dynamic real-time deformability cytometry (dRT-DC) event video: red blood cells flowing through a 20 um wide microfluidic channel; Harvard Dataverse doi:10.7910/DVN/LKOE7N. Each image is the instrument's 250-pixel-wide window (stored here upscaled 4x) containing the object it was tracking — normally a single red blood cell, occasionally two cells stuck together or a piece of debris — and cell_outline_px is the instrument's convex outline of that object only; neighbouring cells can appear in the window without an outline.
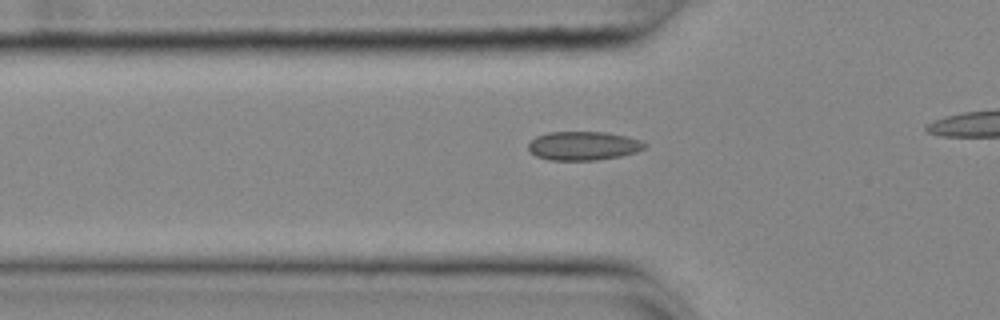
{"species": "common noctule bat (a hibernating species)", "species_latin": "Nyctalus noctula", "temperature_condition": "cold", "stored_images_in_passage": 29, "camera_frame_rate_fps": 3000, "um_per_image_px": 0.085, "animal": {"sex": "female", "body_mass_g": 25.1}, "frame": {"image": 1, "passage_image": 13, "time_ms": 4.0, "image_size_px": [1000, 320], "cell_outline_px": [[648, 144], [644, 148], [636, 152], [620, 156], [596, 160], [548, 160], [536, 156], [528, 148], [528, 144], [536, 136], [548, 132], [604, 132], [628, 136], [640, 140]], "centroid_in_image_um": [49.59, 12.39], "position_along_channel_um": 76.2, "area_um2": 19.54}}
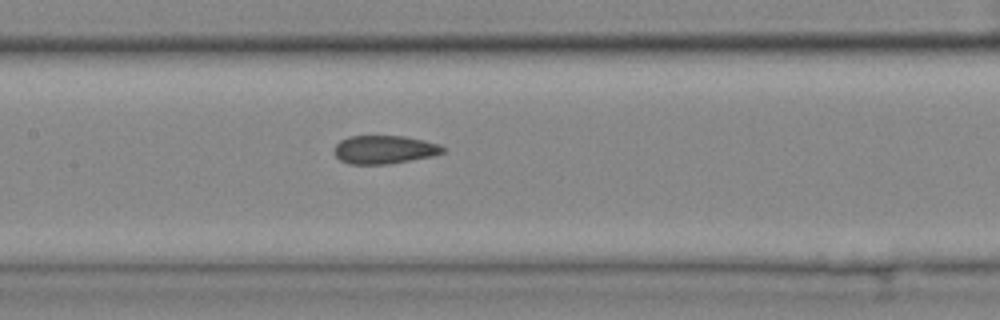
{"frame": {"image": 2, "passage_image": 21, "time_ms": 6.667, "image_size_px": [1000, 320], "cell_outline_px": [[444, 152], [432, 156], [388, 164], [348, 164], [340, 160], [336, 156], [336, 144], [340, 140], [348, 136], [404, 136], [424, 140], [440, 144], [444, 148]], "centroid_in_image_um": [32.67, 12.71], "position_along_channel_um": 174.7, "area_um2": 17.86}}
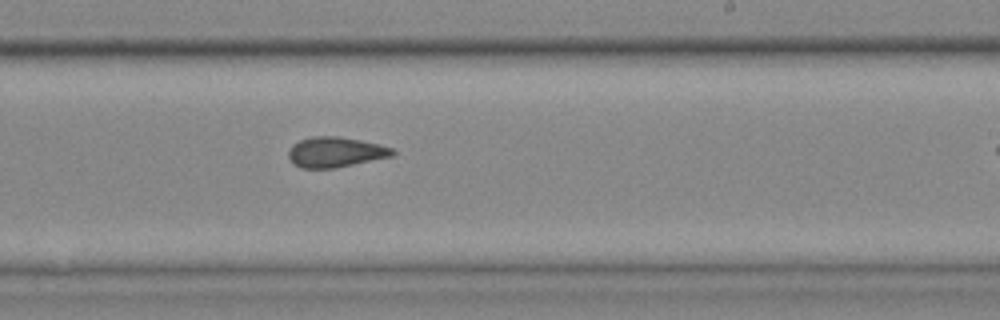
{"frame": {"image": 3, "passage_image": 28, "time_ms": 9.0, "image_size_px": [1000, 320], "cell_outline_px": [[396, 152], [392, 156], [336, 168], [300, 168], [292, 164], [288, 156], [288, 152], [292, 144], [300, 140], [312, 136], [336, 136], [360, 140], [380, 144], [392, 148]], "centroid_in_image_um": [28.48, 12.93], "position_along_channel_um": 260.5, "area_um2": 18.44}}